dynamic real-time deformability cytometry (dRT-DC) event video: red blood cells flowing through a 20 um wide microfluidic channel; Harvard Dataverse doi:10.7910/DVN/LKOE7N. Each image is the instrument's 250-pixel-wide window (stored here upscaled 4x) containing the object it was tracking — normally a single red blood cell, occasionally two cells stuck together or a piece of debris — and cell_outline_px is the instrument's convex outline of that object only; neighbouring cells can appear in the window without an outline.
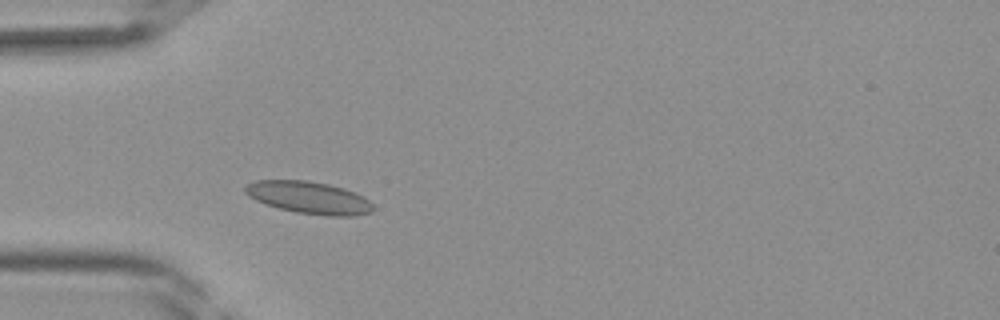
{"species": "Egyptian fruit bat (a non-hibernating species)", "species_latin": "Rousettus aegyptiacus", "temperature_condition": "room temperature", "stored_images_in_passage": 25, "camera_frame_rate_fps": 3000, "um_per_image_px": 0.085, "frame": {"image": 1, "passage_image": 4, "time_ms": 1.0, "image_size_px": [1000, 320], "cell_outline_px": [[376, 208], [372, 212], [352, 216], [328, 216], [296, 212], [264, 204], [248, 196], [244, 192], [244, 188], [248, 184], [256, 180], [308, 180], [328, 184], [344, 188], [356, 192], [364, 196]], "centroid_in_image_um": [26.29, 16.79], "position_along_channel_um": 58.7, "area_um2": 24.22}}
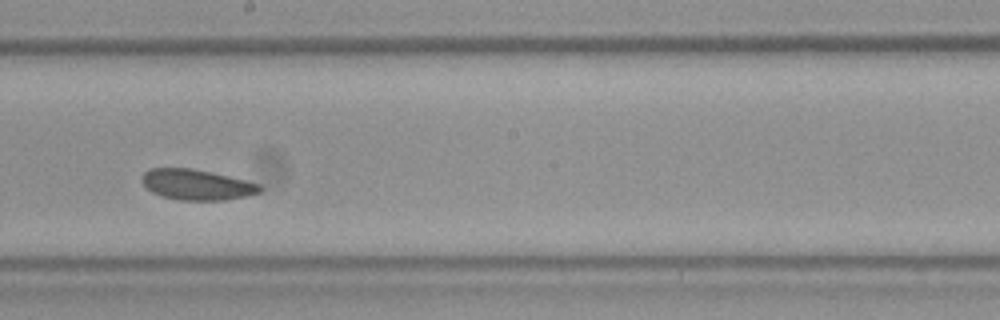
{"frame": {"image": 2, "passage_image": 15, "time_ms": 4.667, "image_size_px": [1000, 320], "cell_outline_px": [[264, 188], [260, 192], [244, 196], [224, 200], [180, 200], [164, 196], [152, 192], [140, 180], [140, 176], [148, 168], [192, 168], [212, 172], [260, 184]], "centroid_in_image_um": [16.7, 15.68], "position_along_channel_um": 231.5, "area_um2": 20.92}}
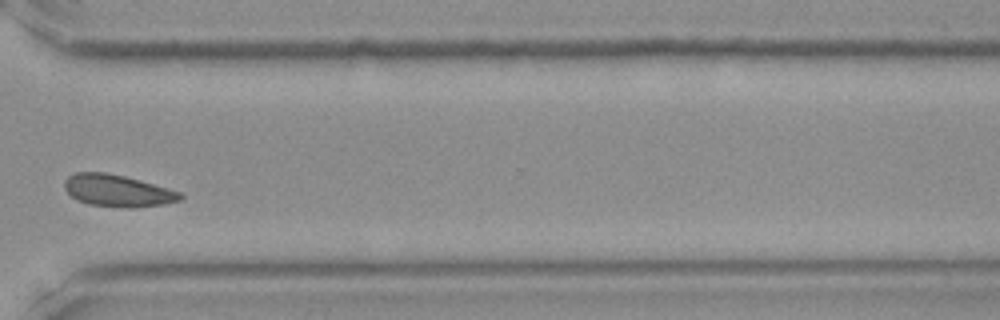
{"frame": {"image": 3, "passage_image": 23, "time_ms": 7.333, "image_size_px": [1000, 320], "cell_outline_px": [[184, 196], [180, 200], [164, 204], [136, 208], [128, 208], [88, 204], [76, 200], [64, 188], [64, 180], [68, 176], [76, 172], [104, 172], [124, 176], [140, 180], [184, 192]], "centroid_in_image_um": [10.02, 16.21], "position_along_channel_um": 360.6, "area_um2": 21.79}}